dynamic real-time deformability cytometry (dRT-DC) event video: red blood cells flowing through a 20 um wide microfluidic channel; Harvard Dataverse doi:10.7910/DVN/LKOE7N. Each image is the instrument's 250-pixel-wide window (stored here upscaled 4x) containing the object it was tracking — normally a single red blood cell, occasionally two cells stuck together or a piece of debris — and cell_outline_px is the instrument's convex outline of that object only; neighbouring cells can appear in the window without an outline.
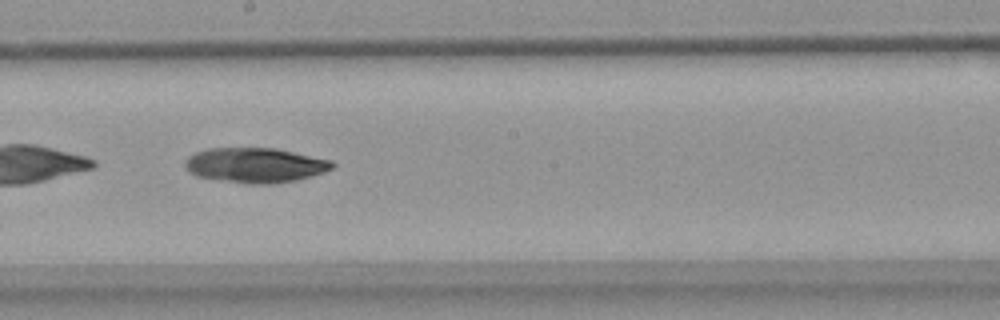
{"species": "common noctule bat (a hibernating species)", "species_latin": "Nyctalus noctula", "temperature_condition": "warm", "stored_images_in_passage": 53, "camera_frame_rate_fps": 3000, "um_per_image_px": 0.085, "animal": {"sex": "female", "body_mass_g": 18.4}, "frame": {"image": 1, "passage_image": 29, "time_ms": 9.333, "image_size_px": [1000, 320], "cell_outline_px": [[336, 164], [332, 168], [324, 172], [312, 176], [296, 180], [276, 184], [248, 184], [196, 176], [188, 172], [184, 168], [184, 160], [188, 156], [196, 152], [208, 148], [276, 148], [332, 160]], "centroid_in_image_um": [21.68, 14.04], "position_along_channel_um": 226.5, "area_um2": 30.23}}
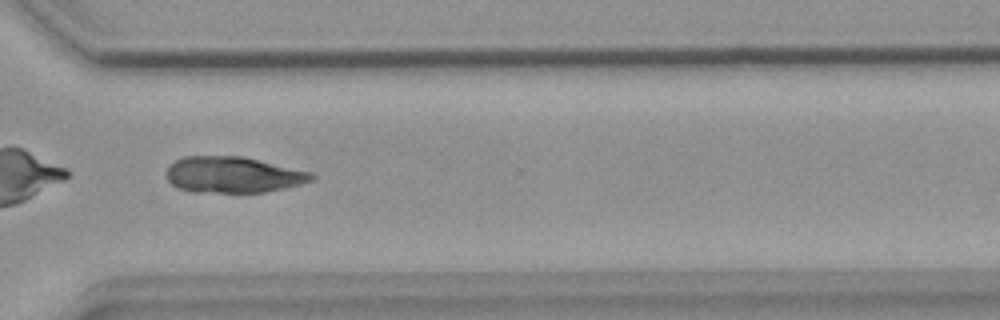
{"frame": {"image": 2, "passage_image": 39, "time_ms": 12.667, "image_size_px": [1000, 320], "cell_outline_px": [[316, 176], [312, 180], [300, 184], [284, 188], [264, 192], [192, 192], [180, 188], [172, 184], [168, 180], [168, 168], [176, 160], [184, 156], [244, 156], [312, 172]], "centroid_in_image_um": [19.84, 14.85], "position_along_channel_um": 350.8, "area_um2": 30.4}}